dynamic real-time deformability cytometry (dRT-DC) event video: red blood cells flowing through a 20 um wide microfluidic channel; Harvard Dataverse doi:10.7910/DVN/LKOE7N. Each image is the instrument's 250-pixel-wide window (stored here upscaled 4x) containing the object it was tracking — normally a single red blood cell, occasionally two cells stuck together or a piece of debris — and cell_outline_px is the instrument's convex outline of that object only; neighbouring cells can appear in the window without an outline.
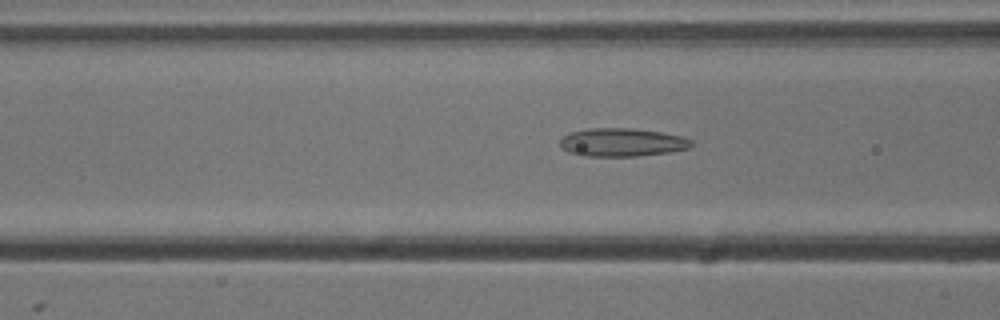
{"species": "common noctule bat (a hibernating species)", "species_latin": "Nyctalus noctula", "temperature_condition": "cold", "stored_images_in_passage": 39, "camera_frame_rate_fps": 3000, "um_per_image_px": 0.085, "animal": {"sex": "male", "body_mass_g": 13.3}, "frame": {"image": 1, "passage_image": 16, "time_ms": 5.0, "image_size_px": [1000, 320], "cell_outline_px": [[692, 144], [688, 148], [668, 152], [636, 156], [584, 156], [568, 152], [560, 144], [560, 140], [564, 136], [572, 132], [592, 128], [632, 128], [660, 132], [680, 136], [692, 140]], "centroid_in_image_um": [52.86, 12.1], "position_along_channel_um": 113.7, "area_um2": 21.33}}
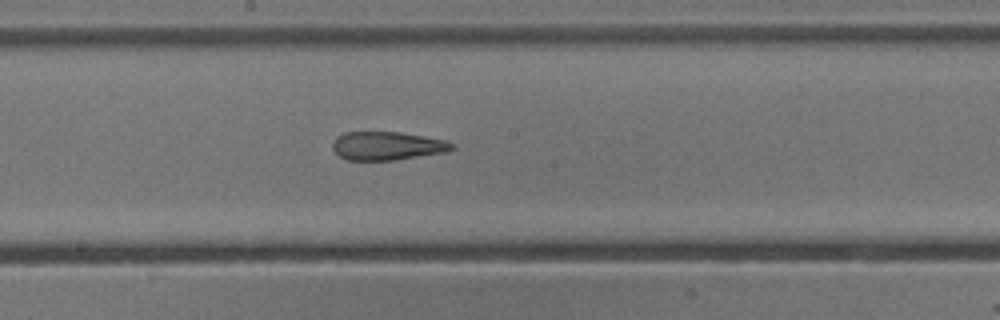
{"frame": {"image": 2, "passage_image": 24, "time_ms": 7.667, "image_size_px": [1000, 320], "cell_outline_px": [[456, 148], [448, 152], [396, 160], [348, 160], [340, 156], [332, 148], [332, 144], [336, 136], [344, 132], [400, 132], [424, 136], [444, 140], [456, 144]], "centroid_in_image_um": [32.95, 12.4], "position_along_channel_um": 215.3, "area_um2": 20.0}}
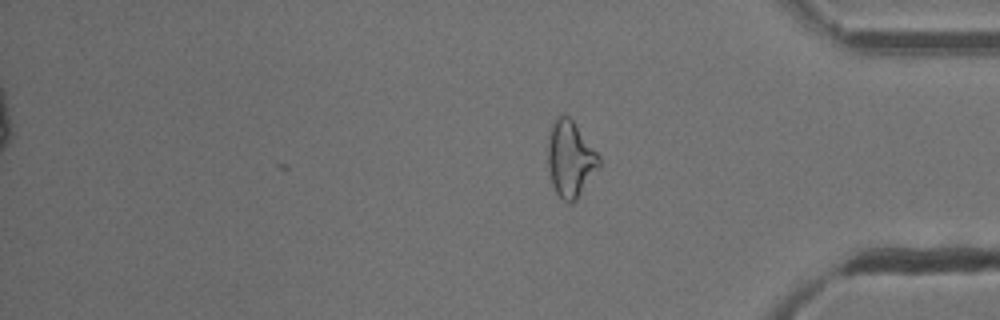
{"frame": {"image": 3, "passage_image": 39, "time_ms": 12.667, "image_size_px": [1000, 320], "cell_outline_px": [[600, 164], [576, 200], [572, 204], [568, 204], [556, 192], [552, 184], [548, 168], [548, 136], [552, 120], [556, 116], [568, 116], [572, 120], [600, 156]], "centroid_in_image_um": [48.45, 13.5], "position_along_channel_um": 386.8, "area_um2": 22.48}, "authors_computed_cell_mechanics": {"area_um2": 21.3282, "velocity_mm_per_s": 3.7863, "shape_relaxation_time_tau1_ms": null, "shape_relaxation_time_tau2_ms": 2.9822, "deformation_change_tau1": null, "deformation_change_tau2": 0.139}}